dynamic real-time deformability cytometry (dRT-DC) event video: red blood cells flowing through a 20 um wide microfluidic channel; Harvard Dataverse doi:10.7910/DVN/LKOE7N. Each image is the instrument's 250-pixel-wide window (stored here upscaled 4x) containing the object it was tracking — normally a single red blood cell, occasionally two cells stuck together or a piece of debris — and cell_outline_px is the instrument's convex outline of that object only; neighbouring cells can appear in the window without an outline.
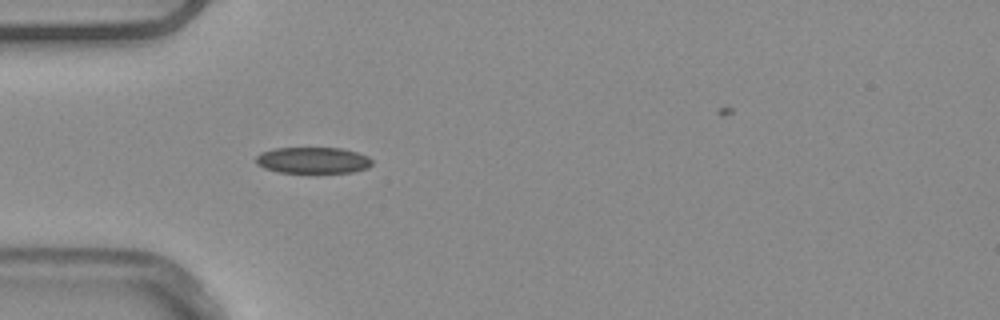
{"species": "common noctule bat (a hibernating species)", "species_latin": "Nyctalus noctula", "temperature_condition": "warm", "stored_images_in_passage": 34, "camera_frame_rate_fps": 3000, "um_per_image_px": 0.085, "animal": {"sex": "male", "body_mass_g": 20.4}, "frame": {"image": 1, "passage_image": 1, "time_ms": 0.0, "image_size_px": [1000, 320], "cell_outline_px": [[372, 164], [368, 168], [352, 172], [280, 172], [264, 168], [256, 164], [256, 156], [260, 152], [272, 148], [340, 148], [356, 152], [368, 156], [372, 160]], "centroid_in_image_um": [26.58, 13.61], "position_along_channel_um": 58.4, "area_um2": 17.74}}
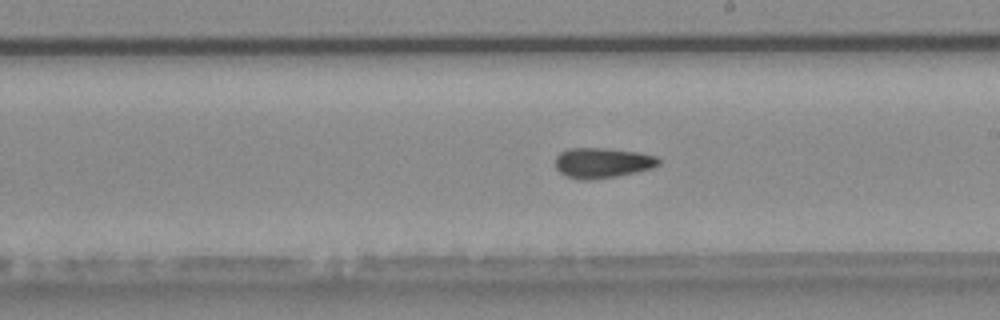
{"frame": {"image": 2, "passage_image": 15, "time_ms": 4.667, "image_size_px": [1000, 320], "cell_outline_px": [[660, 164], [652, 168], [636, 172], [616, 176], [592, 180], [580, 180], [568, 176], [560, 172], [556, 168], [556, 156], [560, 152], [568, 148], [604, 148], [636, 152], [656, 156], [660, 160]], "centroid_in_image_um": [51.19, 13.84], "position_along_channel_um": 237.8, "area_um2": 18.15}, "authors_computed_cell_mechanics": {"area_um2": 17.8024, "velocity_mm_per_s": 3.9099, "shape_relaxation_time_tau1_ms": null, "shape_relaxation_time_tau2_ms": 6.5382, "deformation_change_tau1": null, "deformation_change_tau2": 0.1353}}